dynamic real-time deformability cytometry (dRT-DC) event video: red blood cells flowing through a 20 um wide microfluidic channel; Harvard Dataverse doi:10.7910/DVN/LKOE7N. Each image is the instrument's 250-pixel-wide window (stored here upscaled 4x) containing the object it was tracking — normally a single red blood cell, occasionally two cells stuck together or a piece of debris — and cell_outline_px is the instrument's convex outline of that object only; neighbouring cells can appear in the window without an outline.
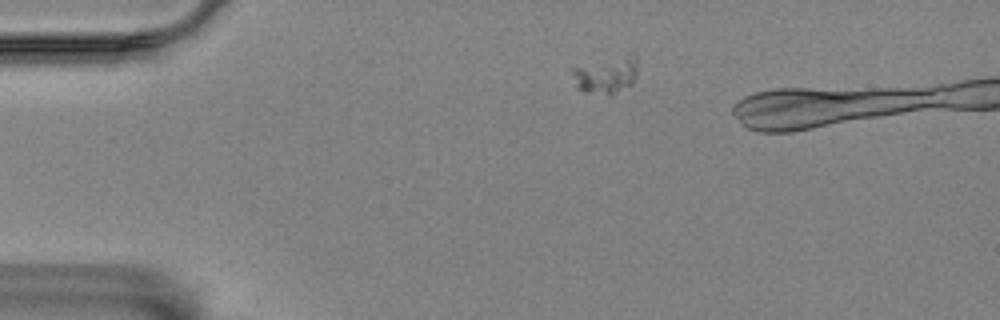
{"species": "Egyptian fruit bat (a non-hibernating species)", "species_latin": "Rousettus aegyptiacus", "temperature_condition": "room temperature", "stored_images_in_passage": 11, "segment_of_instrument_passage": [1, 2], "camera_frame_rate_fps": 3000, "um_per_image_px": 0.085, "animal": {"sex": "female"}, "frame": {"image": 1, "passage_image": 1, "time_ms": 0.0, "image_size_px": [1000, 320], "cell_outline_px": [[636, 76], [632, 84], [612, 96], [608, 96], [576, 88], [568, 68], [636, 56]], "centroid_in_image_um": [51.45, 6.47], "position_along_channel_um": 33.5, "area_um2": 13.41}}
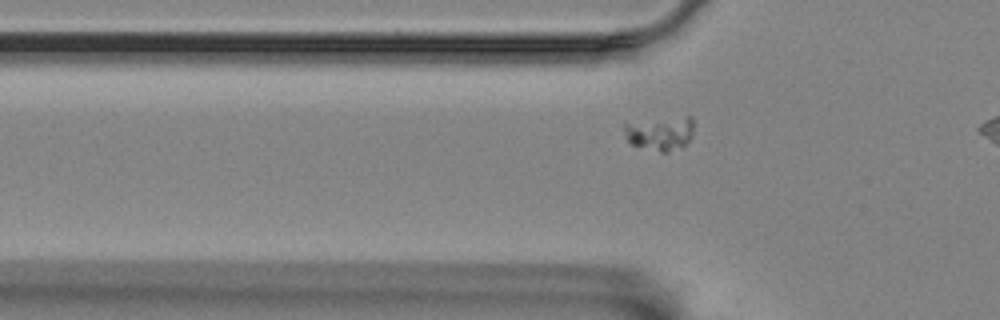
{"frame": {"image": 2, "passage_image": 8, "time_ms": 2.333, "image_size_px": [1000, 320], "cell_outline_px": [[692, 136], [684, 144], [668, 152], [660, 152], [632, 144], [624, 136], [624, 124], [688, 116], [692, 116]], "centroid_in_image_um": [56.11, 11.34], "position_along_channel_um": 69.7, "area_um2": 13.18}}